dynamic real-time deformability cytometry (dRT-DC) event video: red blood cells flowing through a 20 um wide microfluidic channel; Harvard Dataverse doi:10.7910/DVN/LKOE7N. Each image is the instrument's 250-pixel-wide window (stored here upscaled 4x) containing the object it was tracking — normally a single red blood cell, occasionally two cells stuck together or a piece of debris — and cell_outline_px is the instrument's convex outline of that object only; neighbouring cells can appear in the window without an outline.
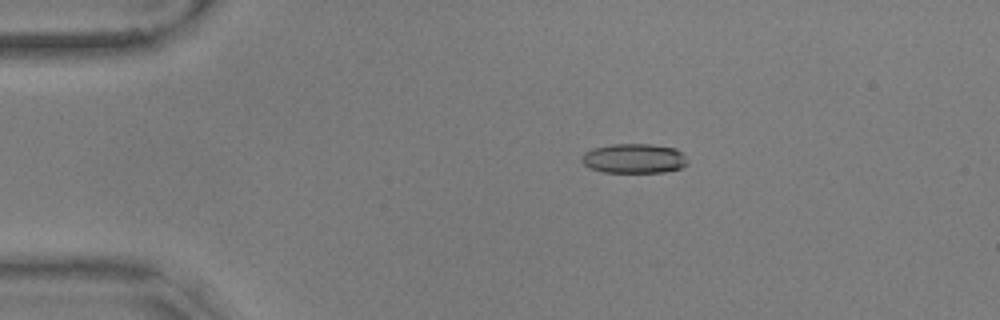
{"species": "common noctule bat (a hibernating species)", "species_latin": "Nyctalus noctula", "temperature_condition": "warm", "stored_images_in_passage": 46, "camera_frame_rate_fps": 3000, "um_per_image_px": 0.085, "animal": {"sex": "male", "body_mass_g": 17.9, "forearm_length_mm": 54.2}, "frame": {"image": 1, "passage_image": 1, "time_ms": 0.0, "image_size_px": [1000, 320], "cell_outline_px": [[688, 164], [680, 168], [664, 172], [604, 172], [588, 168], [580, 160], [584, 152], [592, 148], [612, 144], [652, 144], [676, 148], [684, 156]], "centroid_in_image_um": [53.86, 13.47], "position_along_channel_um": 31.1, "area_um2": 18.32}}
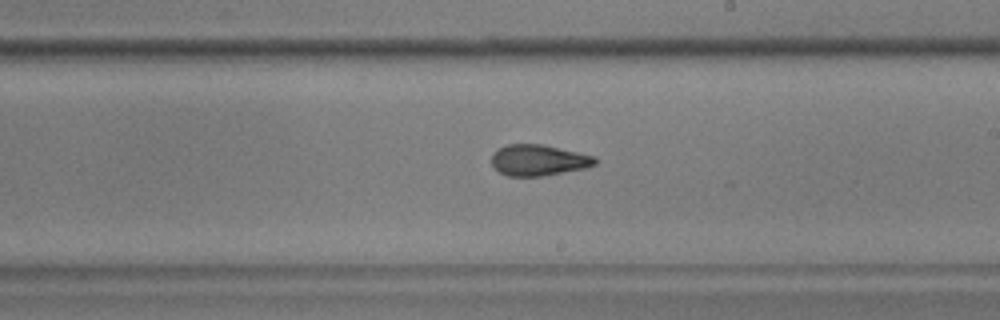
{"frame": {"image": 2, "passage_image": 23, "time_ms": 7.333, "image_size_px": [1000, 320], "cell_outline_px": [[600, 160], [596, 164], [588, 168], [544, 176], [508, 176], [500, 172], [492, 164], [492, 152], [508, 144], [540, 144], [596, 156]], "centroid_in_image_um": [45.83, 13.62], "position_along_channel_um": 243.2, "area_um2": 18.84}}
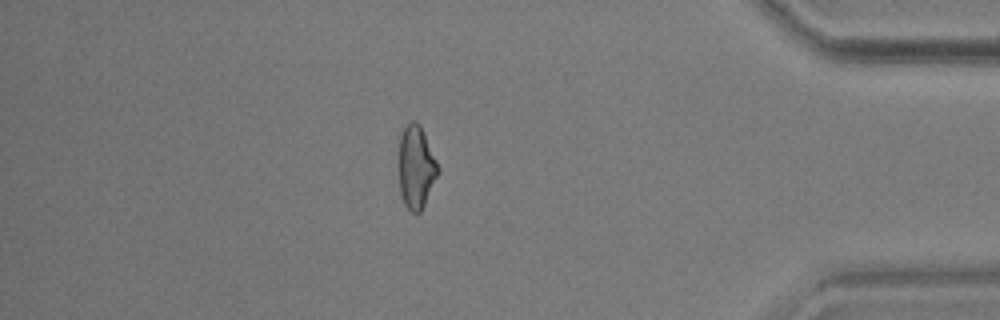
{"frame": {"image": 3, "passage_image": 39, "time_ms": 12.667, "image_size_px": [1000, 320], "cell_outline_px": [[440, 168], [424, 204], [420, 212], [412, 212], [404, 204], [400, 192], [400, 136], [404, 128], [412, 120], [416, 120], [420, 124]], "centroid_in_image_um": [35.38, 14.18], "position_along_channel_um": 399.8, "area_um2": 18.44}, "authors_computed_cell_mechanics": {"area_um2": 19.1029, "velocity_mm_per_s": 3.5921, "shape_relaxation_time_tau1_ms": null, "shape_relaxation_time_tau2_ms": 2.1655, "deformation_change_tau1": null, "deformation_change_tau2": 0.0985}}